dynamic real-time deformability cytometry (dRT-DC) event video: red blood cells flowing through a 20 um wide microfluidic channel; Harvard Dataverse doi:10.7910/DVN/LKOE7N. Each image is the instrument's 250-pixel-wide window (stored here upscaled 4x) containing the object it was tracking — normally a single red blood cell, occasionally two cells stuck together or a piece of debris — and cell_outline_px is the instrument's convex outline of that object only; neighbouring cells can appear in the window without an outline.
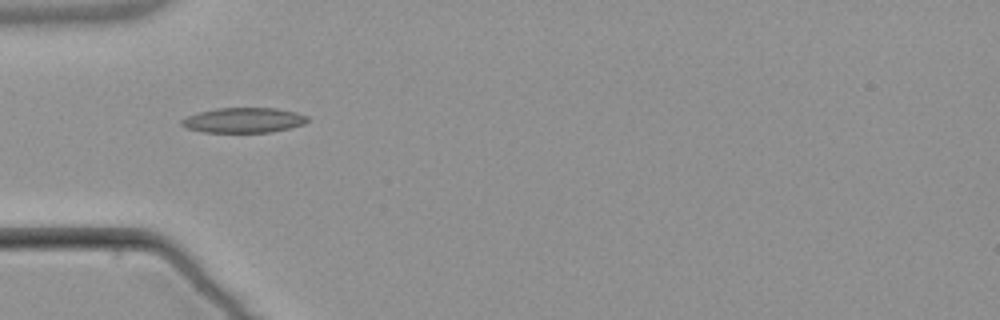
{"species": "common noctule bat (a hibernating species)", "species_latin": "Nyctalus noctula", "temperature_condition": "warm", "stored_images_in_passage": 2, "camera_frame_rate_fps": 3000, "um_per_image_px": 0.085, "animal": {"sex": "male", "body_mass_g": 21.5, "forearm_length_mm": 52.0}, "frame": {"image": 1, "passage_image": 1, "time_ms": 0.0, "image_size_px": [1000, 320], "cell_outline_px": [[308, 120], [304, 124], [272, 132], [204, 132], [188, 128], [180, 124], [180, 120], [196, 112], [216, 108], [276, 108], [296, 112], [308, 116]], "centroid_in_image_um": [20.7, 10.21], "position_along_channel_um": 64.3, "area_um2": 18.38}}
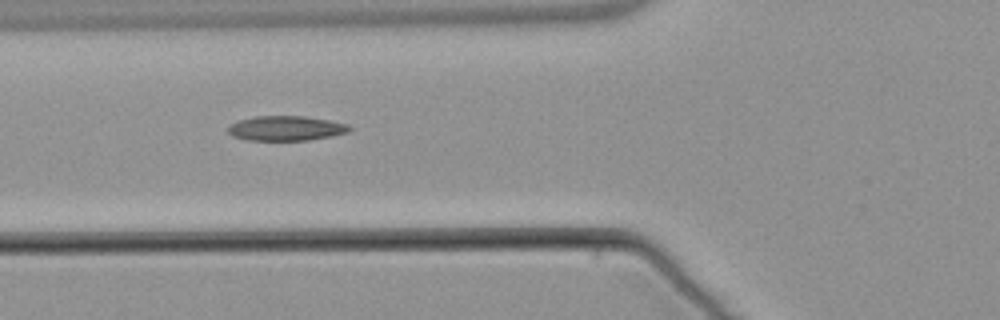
{"frame": {"image": 2, "passage_image": 2, "time_ms": 1.0, "image_size_px": [1000, 320], "cell_outline_px": [[352, 128], [348, 132], [332, 136], [308, 140], [248, 140], [232, 136], [228, 132], [228, 128], [232, 124], [240, 120], [256, 116], [304, 116], [328, 120], [348, 124]], "centroid_in_image_um": [24.33, 10.9], "position_along_channel_um": 101.5, "area_um2": 17.4}}